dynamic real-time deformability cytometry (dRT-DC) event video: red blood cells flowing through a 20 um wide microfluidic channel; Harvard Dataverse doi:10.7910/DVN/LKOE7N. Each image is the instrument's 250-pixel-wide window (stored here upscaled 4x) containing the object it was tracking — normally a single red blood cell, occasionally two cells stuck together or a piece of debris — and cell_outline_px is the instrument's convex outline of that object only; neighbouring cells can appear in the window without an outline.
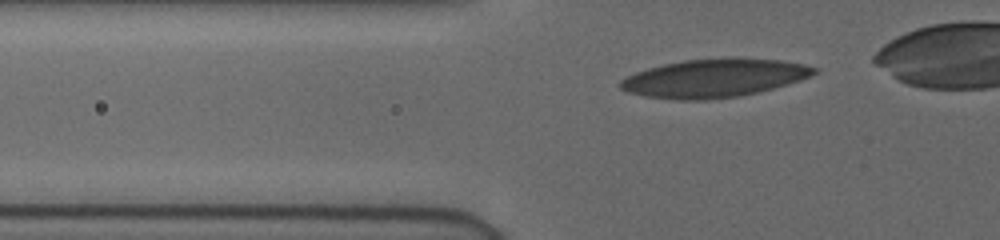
{"species": "human", "species_latin": "Homo sapiens", "temperature_condition": "cold", "stored_images_in_passage": 33, "camera_frame_rate_fps": 3000, "um_per_image_px": 0.085, "donor": {"sex": "female"}, "frame": {"image": 1, "passage_image": 3, "time_ms": 0.667, "image_size_px": [1000, 240], "cell_outline_px": [[816, 72], [812, 76], [788, 84], [760, 92], [740, 96], [704, 100], [680, 100], [644, 96], [628, 92], [620, 88], [620, 80], [636, 72], [648, 68], [664, 64], [684, 60], [736, 56], [780, 60], [804, 64], [816, 68]], "centroid_in_image_um": [60.73, 6.63], "position_along_channel_um": 65.1, "area_um2": 43.64}}
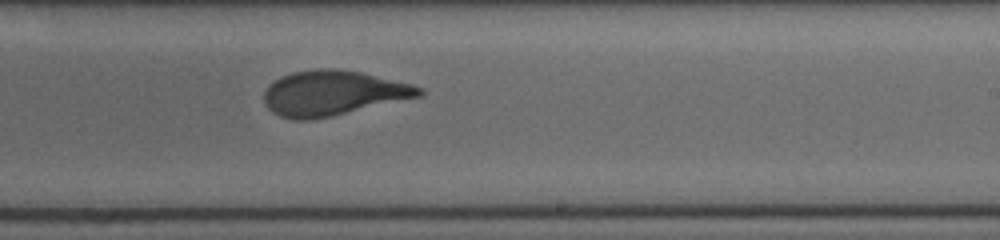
{"frame": {"image": 2, "passage_image": 19, "time_ms": 6.0, "image_size_px": [1000, 240], "cell_outline_px": [[424, 92], [420, 96], [332, 116], [308, 120], [296, 120], [280, 116], [272, 112], [268, 108], [264, 100], [264, 92], [268, 84], [280, 76], [292, 72], [316, 68], [332, 68], [360, 72], [412, 84], [424, 88]], "centroid_in_image_um": [28.26, 7.9], "position_along_channel_um": 260.7, "area_um2": 40.58}}
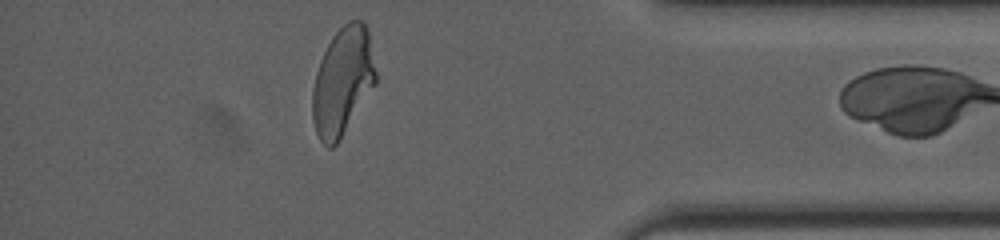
{"frame": {"image": 3, "passage_image": 32, "time_ms": 10.333, "image_size_px": [1000, 240], "cell_outline_px": [[376, 84], [336, 144], [332, 148], [328, 148], [320, 140], [316, 132], [312, 120], [312, 88], [316, 72], [320, 60], [332, 36], [348, 20], [364, 20], [368, 28], [376, 72]], "centroid_in_image_um": [29.12, 6.89], "position_along_channel_um": 406.1, "area_um2": 39.82}}